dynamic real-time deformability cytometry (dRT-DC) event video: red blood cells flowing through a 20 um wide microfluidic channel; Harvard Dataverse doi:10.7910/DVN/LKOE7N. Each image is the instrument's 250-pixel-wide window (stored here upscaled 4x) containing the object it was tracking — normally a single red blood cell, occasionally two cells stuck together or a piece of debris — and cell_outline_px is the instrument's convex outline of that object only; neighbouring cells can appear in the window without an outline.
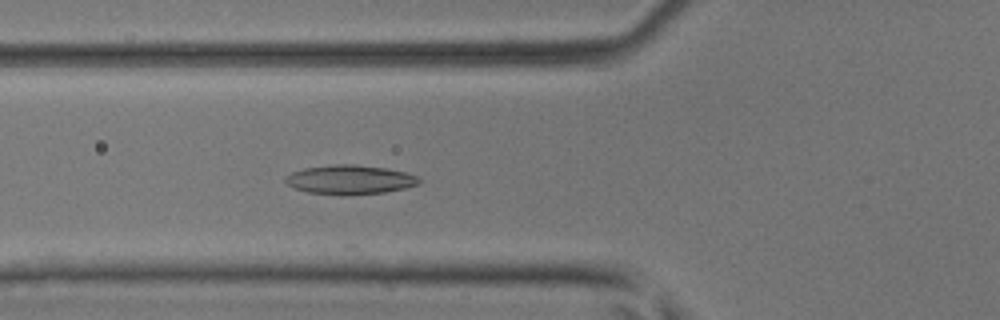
{"species": "common noctule bat (a hibernating species)", "species_latin": "Nyctalus noctula", "temperature_condition": "room temperature", "stored_images_in_passage": 44, "camera_frame_rate_fps": 3000, "um_per_image_px": 0.085, "animal": {"sex": "male", "body_mass_g": 17.9, "forearm_length_mm": 54.2}, "frame": {"image": 1, "passage_image": 13, "time_ms": 4.0, "image_size_px": [1000, 320], "cell_outline_px": [[420, 184], [404, 188], [384, 192], [308, 192], [296, 188], [288, 184], [284, 180], [284, 176], [292, 172], [304, 168], [336, 164], [352, 164], [384, 168], [404, 172], [416, 176], [420, 180]], "centroid_in_image_um": [29.73, 15.22], "position_along_channel_um": 96.1, "area_um2": 21.56}}
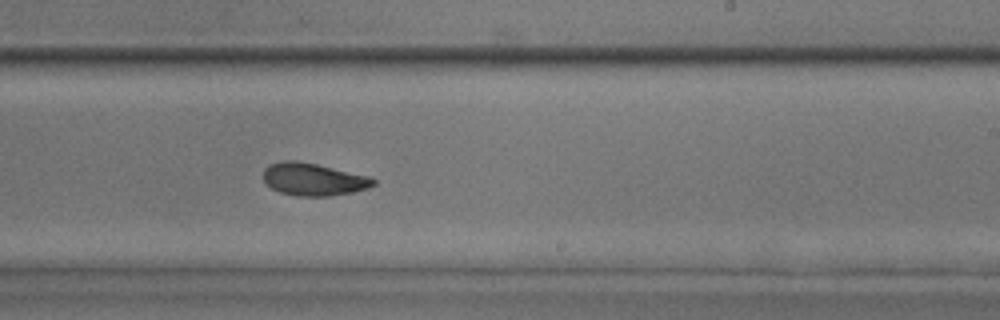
{"frame": {"image": 2, "passage_image": 25, "time_ms": 8.0, "image_size_px": [1000, 320], "cell_outline_px": [[376, 184], [368, 188], [352, 192], [328, 196], [296, 196], [280, 192], [272, 188], [264, 180], [264, 168], [268, 164], [284, 160], [296, 160], [316, 164], [368, 176], [376, 180]], "centroid_in_image_um": [26.63, 15.24], "position_along_channel_um": 262.4, "area_um2": 20.75}}
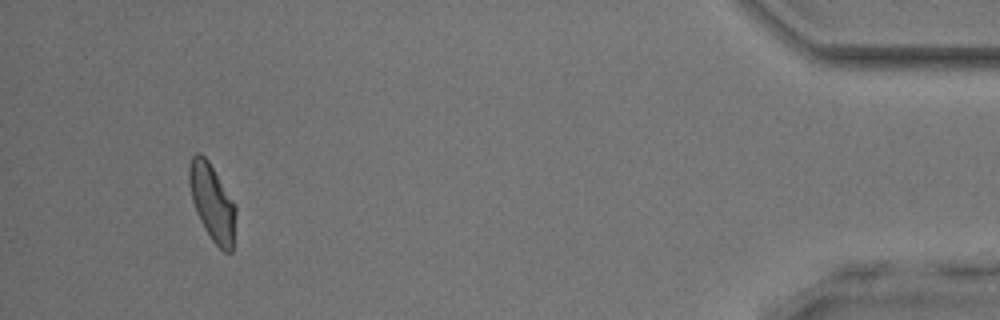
{"frame": {"image": 3, "passage_image": 41, "time_ms": 13.333, "image_size_px": [1000, 320], "cell_outline_px": [[236, 212], [232, 252], [224, 252], [212, 240], [204, 228], [196, 212], [192, 200], [188, 184], [188, 168], [192, 156], [196, 152], [200, 152], [208, 160], [232, 200], [236, 208]], "centroid_in_image_um": [18.01, 17.19], "position_along_channel_um": 417.2, "area_um2": 20.69}, "authors_computed_cell_mechanics": {"area_um2": 21.1259, "velocity_mm_per_s": 4.1732, "shape_relaxation_time_tau1_ms": 3.3377, "shape_relaxation_time_tau2_ms": 2.3989, "deformation_change_tau1": 0.1295, "deformation_change_tau2": 0.0726}}